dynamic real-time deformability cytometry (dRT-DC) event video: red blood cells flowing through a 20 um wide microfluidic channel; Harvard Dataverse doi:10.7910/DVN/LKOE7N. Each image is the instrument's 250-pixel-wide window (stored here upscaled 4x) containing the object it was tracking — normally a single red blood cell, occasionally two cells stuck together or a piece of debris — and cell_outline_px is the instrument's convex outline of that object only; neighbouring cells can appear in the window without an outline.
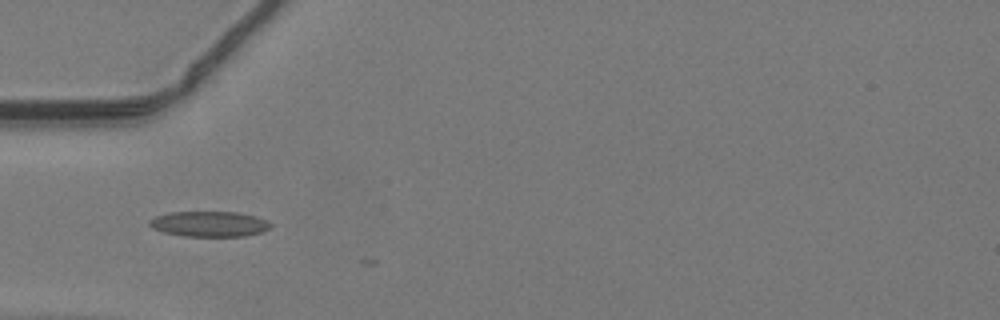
{"species": "common noctule bat (a hibernating species)", "species_latin": "Nyctalus noctula", "temperature_condition": "warm", "stored_images_in_passage": 8, "camera_frame_rate_fps": 3000, "um_per_image_px": 0.085, "animal": {"sex": "male", "body_mass_g": 19.2, "forearm_length_mm": 51.8}, "frame": {"image": 1, "passage_image": 1, "time_ms": 0.0, "image_size_px": [1000, 320], "cell_outline_px": [[272, 228], [260, 232], [244, 236], [184, 236], [164, 232], [152, 228], [148, 224], [148, 220], [156, 216], [168, 212], [236, 212], [256, 216], [272, 224]], "centroid_in_image_um": [17.77, 19.03], "position_along_channel_um": 67.2, "area_um2": 17.92}}
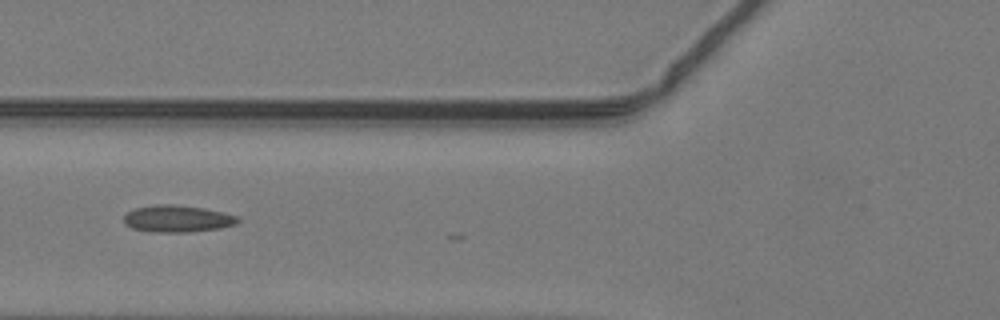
{"frame": {"image": 2, "passage_image": 4, "time_ms": 1.0, "image_size_px": [1000, 320], "cell_outline_px": [[240, 220], [236, 224], [220, 228], [188, 232], [152, 232], [132, 228], [124, 224], [124, 216], [128, 212], [136, 208], [156, 204], [176, 204], [204, 208], [224, 212], [236, 216]], "centroid_in_image_um": [15.07, 18.59], "position_along_channel_um": 110.7, "area_um2": 17.92}}
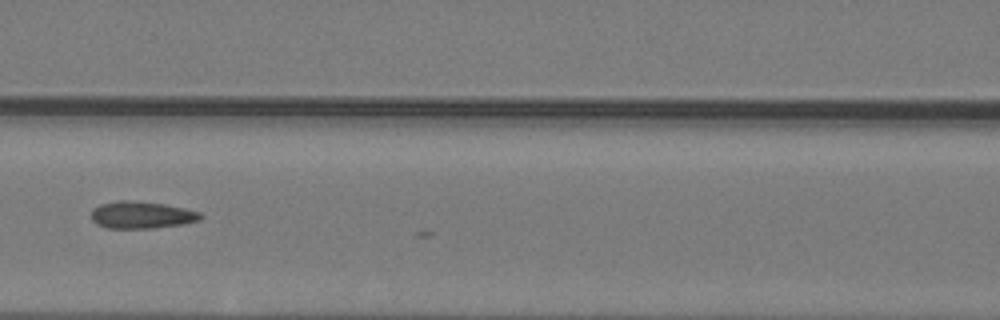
{"frame": {"image": 3, "passage_image": 7, "time_ms": 2.0, "image_size_px": [1000, 320], "cell_outline_px": [[204, 216], [200, 220], [180, 224], [156, 228], [108, 228], [96, 224], [92, 220], [92, 208], [100, 204], [120, 200], [128, 200], [164, 204], [184, 208], [200, 212]], "centroid_in_image_um": [12.03, 18.27], "position_along_channel_um": 154.6, "area_um2": 17.22}}